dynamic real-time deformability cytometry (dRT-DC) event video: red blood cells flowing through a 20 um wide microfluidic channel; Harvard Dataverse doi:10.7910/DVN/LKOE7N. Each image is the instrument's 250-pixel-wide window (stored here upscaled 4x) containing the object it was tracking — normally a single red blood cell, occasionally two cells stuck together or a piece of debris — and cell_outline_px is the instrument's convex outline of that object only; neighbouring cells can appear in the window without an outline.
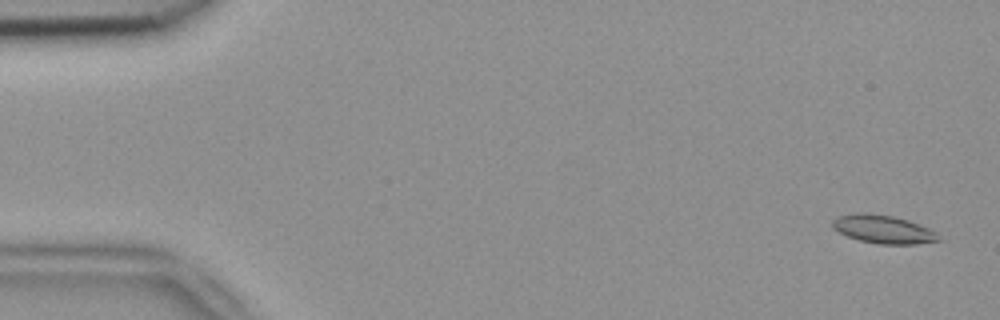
{"species": "common noctule bat (a hibernating species)", "species_latin": "Nyctalus noctula", "temperature_condition": "room temperature", "stored_images_in_passage": 53, "camera_frame_rate_fps": 3000, "um_per_image_px": 0.085, "animal": {"sex": "female", "body_mass_g": 18.4}, "frame": {"image": 1, "passage_image": 2, "time_ms": 0.333, "image_size_px": [1000, 320], "cell_outline_px": [[944, 240], [916, 244], [876, 244], [860, 240], [848, 236], [832, 228], [832, 220], [836, 216], [856, 212], [864, 212], [892, 216], [908, 220], [928, 228], [936, 232]], "centroid_in_image_um": [75.07, 19.48], "position_along_channel_um": 9.9, "area_um2": 17.63}}
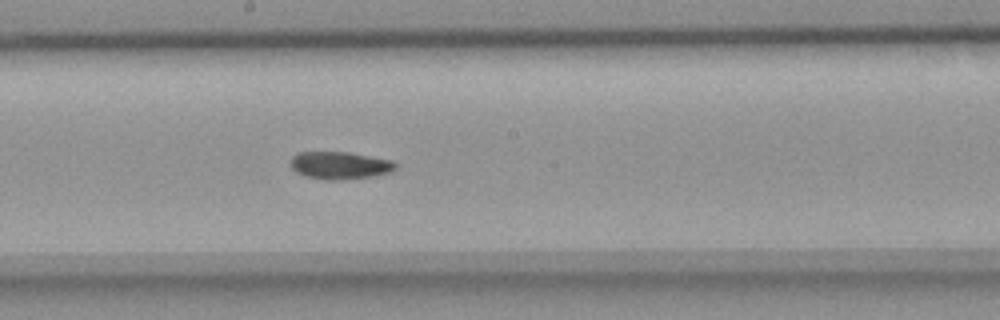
{"frame": {"image": 2, "passage_image": 29, "time_ms": 9.333, "image_size_px": [1000, 320], "cell_outline_px": [[396, 168], [388, 172], [372, 176], [340, 180], [324, 180], [304, 176], [296, 172], [288, 164], [288, 160], [292, 156], [300, 152], [348, 152], [392, 160], [396, 164]], "centroid_in_image_um": [28.81, 14.05], "position_along_channel_um": 219.4, "area_um2": 16.94}}
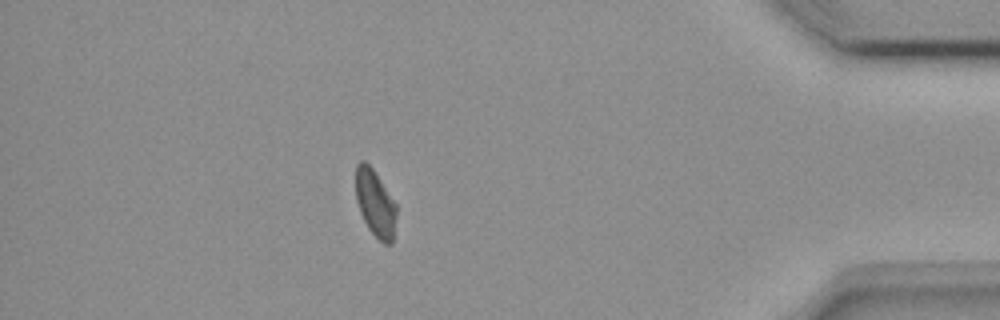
{"frame": {"image": 3, "passage_image": 47, "time_ms": 15.333, "image_size_px": [1000, 320], "cell_outline_px": [[396, 216], [392, 244], [384, 244], [368, 228], [360, 212], [356, 200], [356, 164], [360, 160], [364, 160], [372, 168], [396, 204]], "centroid_in_image_um": [31.88, 17.28], "position_along_channel_um": 403.3, "area_um2": 15.66}, "authors_computed_cell_mechanics": {"area_um2": 16.9354, "velocity_mm_per_s": 3.8019, "shape_relaxation_time_tau1_ms": null, "shape_relaxation_time_tau2_ms": 10.1854, "deformation_change_tau1": null, "deformation_change_tau2": 0.1233}}